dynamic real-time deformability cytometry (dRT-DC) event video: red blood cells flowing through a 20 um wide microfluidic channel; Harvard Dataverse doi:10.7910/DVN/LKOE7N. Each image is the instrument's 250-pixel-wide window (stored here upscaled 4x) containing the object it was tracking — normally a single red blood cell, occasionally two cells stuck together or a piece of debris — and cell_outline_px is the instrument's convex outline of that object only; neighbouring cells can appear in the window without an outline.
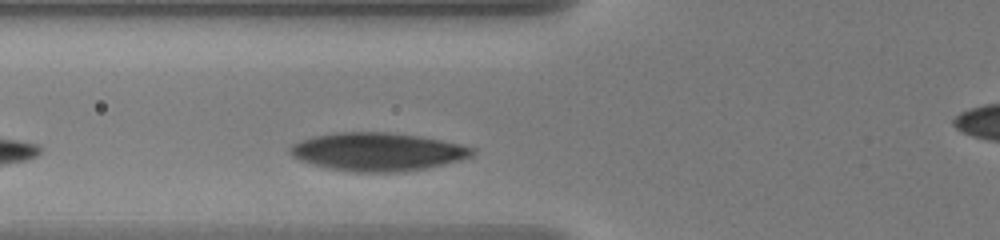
{"species": "human", "species_latin": "Homo sapiens", "temperature_condition": "warm", "stored_images_in_passage": 3, "camera_frame_rate_fps": 3000, "um_per_image_px": 0.085, "donor": {"sex": "male"}, "frame": {"image": 1, "passage_image": 3, "time_ms": 0.667, "image_size_px": [1000, 240], "cell_outline_px": [[476, 152], [472, 156], [460, 160], [428, 168], [396, 172], [352, 172], [328, 168], [312, 164], [300, 160], [292, 156], [288, 152], [288, 148], [292, 144], [300, 140], [312, 136], [336, 132], [388, 132], [420, 136], [460, 144], [476, 148]], "centroid_in_image_um": [32.08, 12.9], "position_along_channel_um": 93.7, "area_um2": 40.81}}